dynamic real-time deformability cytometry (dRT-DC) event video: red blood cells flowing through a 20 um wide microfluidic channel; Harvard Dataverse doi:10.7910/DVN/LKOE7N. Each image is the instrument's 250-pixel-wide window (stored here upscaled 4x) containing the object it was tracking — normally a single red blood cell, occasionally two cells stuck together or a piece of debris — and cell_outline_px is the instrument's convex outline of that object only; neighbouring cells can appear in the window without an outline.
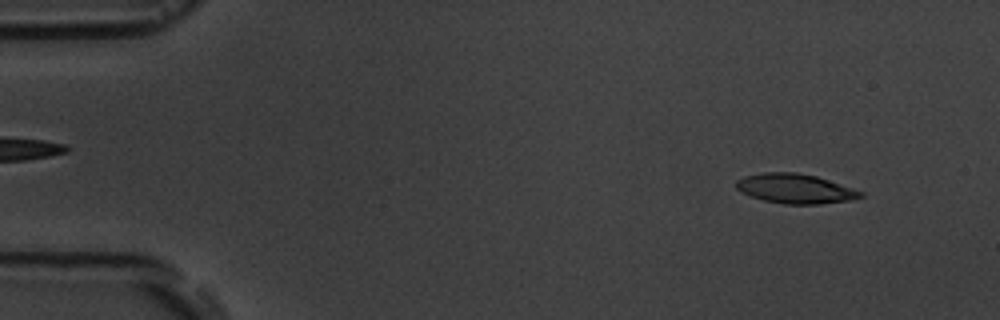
{"species": "common noctule bat (a hibernating species)", "species_latin": "Nyctalus noctula", "temperature_condition": "room temperature", "stored_images_in_passage": 4, "camera_frame_rate_fps": 3000, "um_per_image_px": 0.085, "animal": {"sex": "male", "body_mass_g": 19.5, "forearm_length_mm": 54.6}, "frame": {"image": 1, "passage_image": 1, "time_ms": 0.0, "image_size_px": [1000, 320], "cell_outline_px": [[864, 196], [852, 200], [820, 204], [784, 204], [764, 200], [752, 196], [736, 188], [736, 180], [744, 176], [764, 172], [796, 172], [816, 176], [864, 192]], "centroid_in_image_um": [67.62, 16.03], "position_along_channel_um": 17.4, "area_um2": 21.33}}
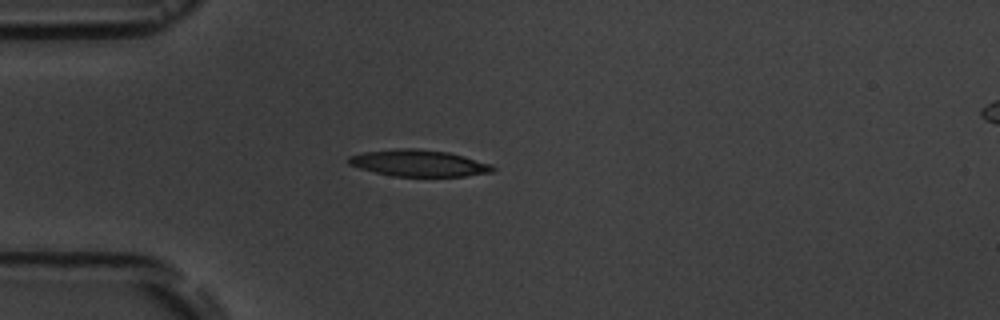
{"frame": {"image": 2, "passage_image": 4, "time_ms": 3.333, "image_size_px": [1000, 320], "cell_outline_px": [[496, 168], [492, 172], [464, 176], [392, 176], [360, 168], [348, 164], [348, 156], [364, 152], [396, 148], [416, 148], [448, 152], [464, 156], [492, 164]], "centroid_in_image_um": [35.6, 13.86], "position_along_channel_um": 49.4, "area_um2": 22.31}}